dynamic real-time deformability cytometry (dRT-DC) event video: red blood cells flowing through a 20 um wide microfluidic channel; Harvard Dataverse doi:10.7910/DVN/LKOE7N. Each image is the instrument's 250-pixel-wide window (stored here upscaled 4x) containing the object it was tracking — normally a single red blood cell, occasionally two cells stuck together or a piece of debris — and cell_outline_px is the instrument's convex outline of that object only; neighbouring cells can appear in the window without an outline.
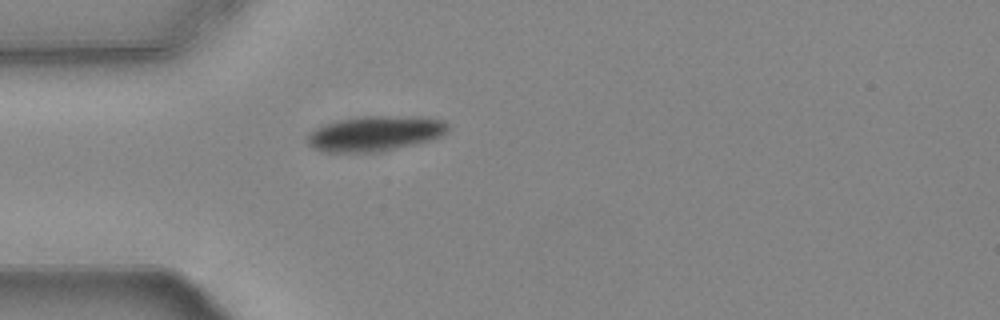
{"species": "common noctule bat (a hibernating species)", "species_latin": "Nyctalus noctula", "temperature_condition": "warm", "stored_images_in_passage": 40, "camera_frame_rate_fps": 3000, "um_per_image_px": 0.085, "animal": {"sex": "female", "body_mass_g": 24.6, "forearm_length_mm": 56.2}, "frame": {"image": 1, "passage_image": 1, "time_ms": 0.0, "image_size_px": [1000, 320], "cell_outline_px": [[452, 128], [448, 132], [432, 140], [396, 148], [372, 152], [332, 152], [312, 148], [308, 144], [304, 136], [308, 132], [316, 128], [328, 124], [344, 120], [368, 116], [420, 116], [444, 120]], "centroid_in_image_um": [31.93, 11.34], "position_along_channel_um": 53.1, "area_um2": 28.73}}
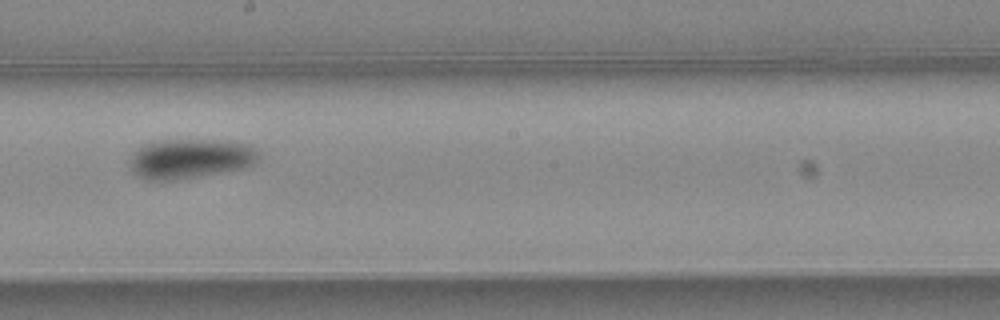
{"frame": {"image": 2, "passage_image": 16, "time_ms": 5.0, "image_size_px": [1000, 320], "cell_outline_px": [[260, 160], [244, 168], [176, 180], [148, 180], [136, 176], [128, 168], [128, 160], [144, 144], [160, 140], [228, 140], [252, 144], [260, 152]], "centroid_in_image_um": [16.2, 13.48], "position_along_channel_um": 232.0, "area_um2": 30.29}}
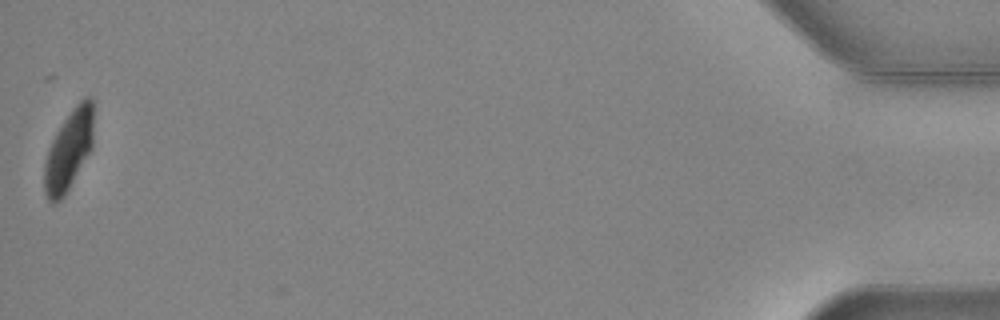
{"frame": {"image": 3, "passage_image": 40, "time_ms": 13.0, "image_size_px": [1000, 320], "cell_outline_px": [[92, 148], [64, 196], [56, 204], [52, 204], [48, 200], [44, 192], [44, 164], [48, 148], [56, 132], [72, 108], [84, 96], [92, 96]], "centroid_in_image_um": [5.82, 12.78], "position_along_channel_um": 429.4, "area_um2": 22.89}, "authors_computed_cell_mechanics": {"area_um2": 27.3683, "velocity_mm_per_s": 3.7243, "shape_relaxation_time_tau1_ms": 5.0521, "shape_relaxation_time_tau2_ms": 4.7278, "deformation_change_tau1": 0.1264, "deformation_change_tau2": 0.0646}}